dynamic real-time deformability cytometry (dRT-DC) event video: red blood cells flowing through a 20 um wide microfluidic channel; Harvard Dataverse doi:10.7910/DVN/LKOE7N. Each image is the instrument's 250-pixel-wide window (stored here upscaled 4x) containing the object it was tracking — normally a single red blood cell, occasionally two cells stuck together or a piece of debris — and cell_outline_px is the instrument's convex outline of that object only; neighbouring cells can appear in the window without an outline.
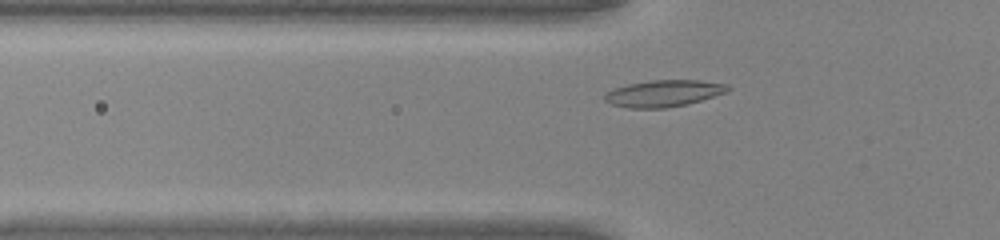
{"species": "common noctule bat (a hibernating species)", "species_latin": "Nyctalus noctula", "temperature_condition": "warm", "stored_images_in_passage": 34, "camera_frame_rate_fps": 3000, "um_per_image_px": 0.085, "animal": {"sex": "male", "body_mass_g": 20.0, "forearm_length_mm": 53.3}, "frame": {"image": 1, "passage_image": 2, "time_ms": 0.333, "image_size_px": [1000, 240], "cell_outline_px": [[732, 88], [728, 92], [688, 104], [664, 108], [628, 108], [612, 104], [604, 100], [604, 92], [612, 88], [628, 84], [652, 80], [700, 80], [728, 84]], "centroid_in_image_um": [56.42, 7.93], "position_along_channel_um": 69.4, "area_um2": 19.36}}
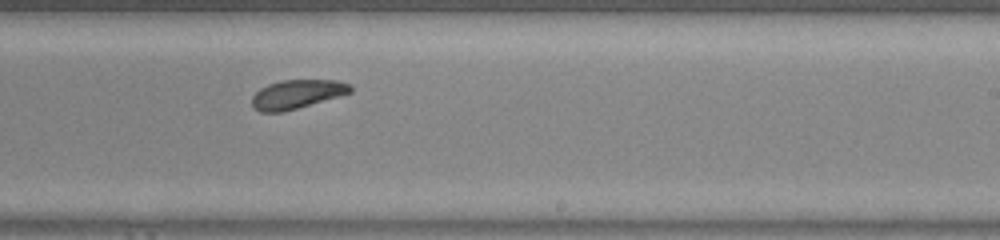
{"frame": {"image": 2, "passage_image": 16, "time_ms": 5.0, "image_size_px": [1000, 240], "cell_outline_px": [[352, 92], [284, 112], [260, 112], [252, 108], [252, 96], [260, 88], [268, 84], [280, 80], [336, 80], [352, 84]], "centroid_in_image_um": [25.22, 8.0], "position_along_channel_um": 263.8, "area_um2": 16.65}}
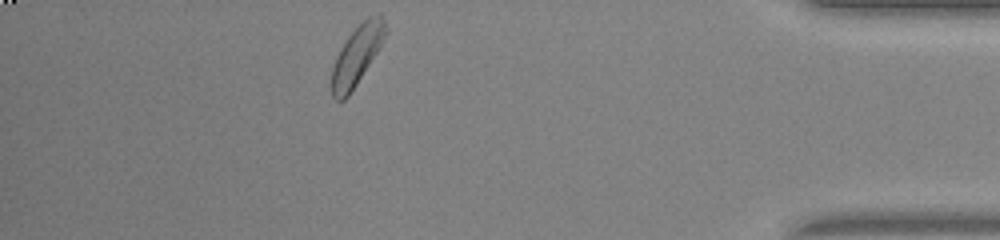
{"frame": {"image": 3, "passage_image": 29, "time_ms": 9.333, "image_size_px": [1000, 240], "cell_outline_px": [[388, 32], [376, 52], [356, 84], [348, 96], [344, 100], [336, 100], [332, 96], [328, 84], [332, 68], [336, 56], [340, 48], [348, 36], [368, 16], [376, 12], [380, 12], [388, 28]], "centroid_in_image_um": [30.3, 4.7], "position_along_channel_um": 404.9, "area_um2": 18.73}, "authors_computed_cell_mechanics": {"area_um2": 17.8602, "velocity_mm_per_s": 4.1928, "shape_relaxation_time_tau1_ms": 2.885, "shape_relaxation_time_tau2_ms": null, "deformation_change_tau1": 0.1111, "deformation_change_tau2": null}}